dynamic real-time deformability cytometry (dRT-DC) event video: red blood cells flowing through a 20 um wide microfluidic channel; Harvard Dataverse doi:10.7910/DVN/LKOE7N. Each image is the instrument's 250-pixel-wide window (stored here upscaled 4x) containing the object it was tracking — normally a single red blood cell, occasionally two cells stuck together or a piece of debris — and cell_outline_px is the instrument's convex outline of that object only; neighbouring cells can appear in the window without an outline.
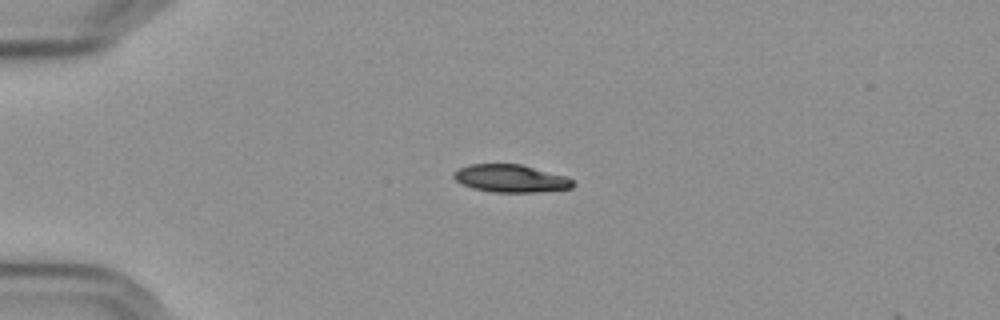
{"species": "Egyptian fruit bat (a non-hibernating species)", "species_latin": "Rousettus aegyptiacus", "temperature_condition": "cold", "stored_images_in_passage": 43, "camera_frame_rate_fps": 3000, "um_per_image_px": 0.085, "frame": {"image": 1, "passage_image": 1, "time_ms": 0.0, "image_size_px": [1000, 320], "cell_outline_px": [[576, 184], [572, 188], [536, 192], [492, 192], [472, 188], [460, 184], [452, 176], [452, 172], [460, 168], [472, 164], [520, 164], [568, 176]], "centroid_in_image_um": [43.42, 15.17], "position_along_channel_um": 41.6, "area_um2": 19.36}}
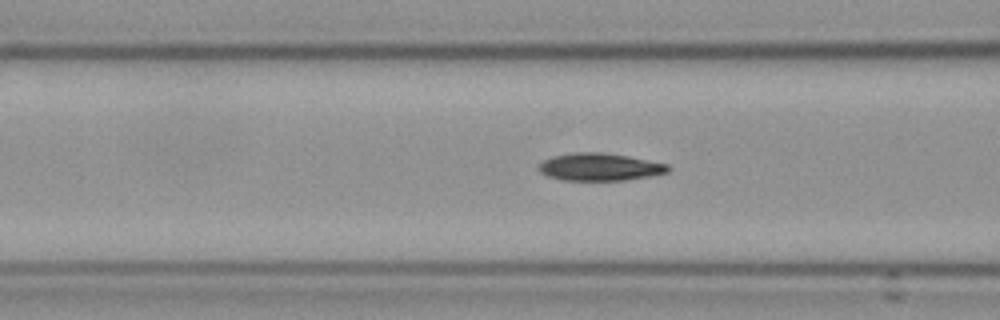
{"frame": {"image": 2, "passage_image": 10, "time_ms": 3.0, "image_size_px": [1000, 320], "cell_outline_px": [[672, 168], [668, 172], [648, 176], [624, 180], [564, 180], [548, 176], [540, 172], [536, 168], [544, 160], [552, 156], [572, 152], [604, 152], [628, 156], [668, 164]], "centroid_in_image_um": [50.96, 14.18], "position_along_channel_um": 115.6, "area_um2": 20.75}}
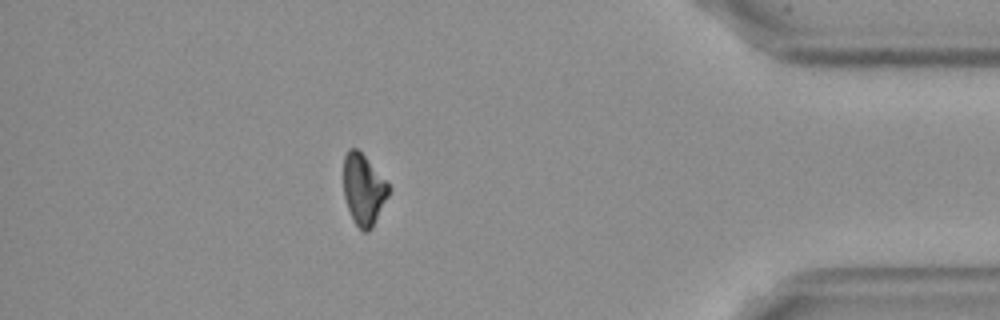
{"frame": {"image": 3, "passage_image": 37, "time_ms": 12.0, "image_size_px": [1000, 320], "cell_outline_px": [[388, 196], [372, 228], [368, 232], [364, 232], [356, 224], [348, 208], [344, 196], [344, 156], [348, 148], [356, 148], [364, 156], [388, 184]], "centroid_in_image_um": [30.88, 16.11], "position_along_channel_um": 404.3, "area_um2": 18.15}, "authors_computed_cell_mechanics": {"area_um2": 20.1722, "velocity_mm_per_s": 3.613, "shape_relaxation_time_tau1_ms": 4.0477, "shape_relaxation_time_tau2_ms": null, "deformation_change_tau1": 0.112, "deformation_change_tau2": null}}